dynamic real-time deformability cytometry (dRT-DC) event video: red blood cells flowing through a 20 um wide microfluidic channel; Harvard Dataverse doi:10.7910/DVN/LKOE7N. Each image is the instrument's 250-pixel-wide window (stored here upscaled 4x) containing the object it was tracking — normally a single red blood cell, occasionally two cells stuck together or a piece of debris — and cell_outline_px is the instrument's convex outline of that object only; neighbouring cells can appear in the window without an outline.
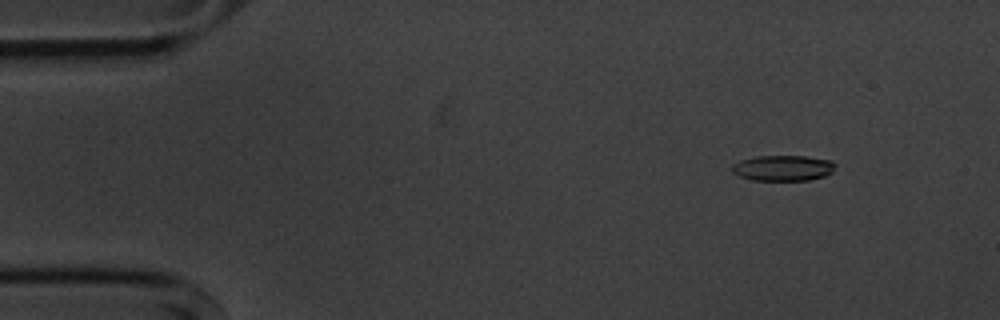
{"species": "common noctule bat (a hibernating species)", "species_latin": "Nyctalus noctula", "temperature_condition": "cold", "stored_images_in_passage": 10, "camera_frame_rate_fps": 3000, "um_per_image_px": 0.085, "animal": {"sex": "male", "body_mass_g": 20.1, "forearm_length_mm": 53.5}, "frame": {"image": 1, "passage_image": 1, "time_ms": 0.0, "image_size_px": [1000, 320], "cell_outline_px": [[836, 164], [832, 172], [824, 176], [808, 180], [752, 180], [740, 176], [732, 172], [732, 164], [740, 160], [756, 156], [804, 156], [832, 160]], "centroid_in_image_um": [66.55, 14.27], "position_along_channel_um": 18.4, "area_um2": 15.43}}
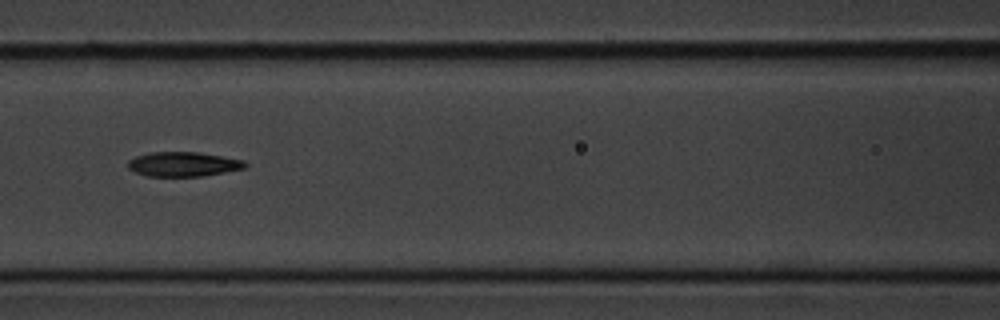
{"frame": {"image": 2, "passage_image": 6, "time_ms": 6.0, "image_size_px": [1000, 320], "cell_outline_px": [[248, 164], [244, 168], [204, 176], [148, 176], [136, 172], [128, 168], [128, 160], [136, 156], [148, 152], [196, 152], [244, 160]], "centroid_in_image_um": [15.56, 13.95], "position_along_channel_um": 151.0, "area_um2": 16.65}}
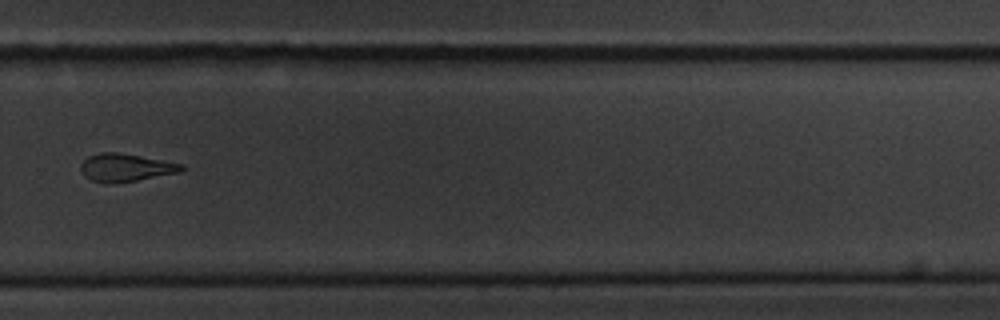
{"frame": {"image": 3, "passage_image": 10, "time_ms": 10.667, "image_size_px": [1000, 320], "cell_outline_px": [[188, 168], [180, 172], [136, 180], [108, 184], [104, 184], [92, 180], [84, 176], [80, 172], [80, 164], [88, 156], [100, 152], [116, 152], [140, 156], [184, 164]], "centroid_in_image_um": [10.67, 14.25], "position_along_channel_um": 319.1, "area_um2": 16.47}}